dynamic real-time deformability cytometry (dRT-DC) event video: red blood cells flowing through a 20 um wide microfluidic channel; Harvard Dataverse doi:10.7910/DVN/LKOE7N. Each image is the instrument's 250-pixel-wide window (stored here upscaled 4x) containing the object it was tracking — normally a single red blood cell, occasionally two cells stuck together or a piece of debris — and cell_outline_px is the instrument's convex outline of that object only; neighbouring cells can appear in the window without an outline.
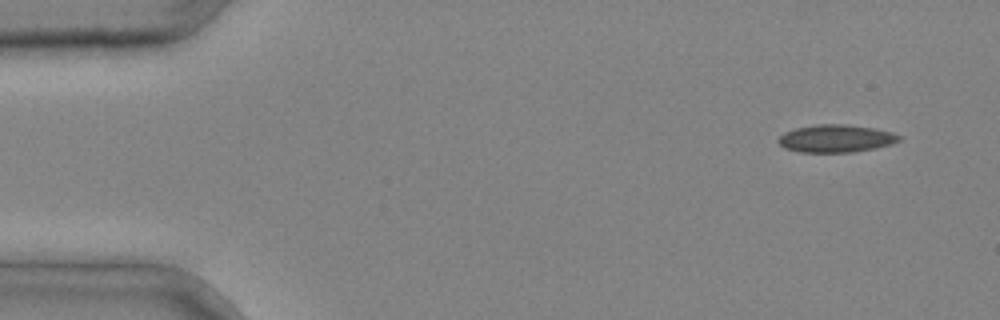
{"species": "common noctule bat (a hibernating species)", "species_latin": "Nyctalus noctula", "temperature_condition": "cold", "stored_images_in_passage": 3, "camera_frame_rate_fps": 3000, "um_per_image_px": 0.085, "animal": {"sex": "male", "body_mass_g": 20.4}, "frame": {"image": 1, "passage_image": 1, "time_ms": 0.0, "image_size_px": [1000, 320], "cell_outline_px": [[900, 140], [892, 144], [876, 148], [852, 152], [800, 152], [784, 148], [776, 140], [784, 132], [796, 128], [820, 124], [844, 124], [876, 128], [892, 132], [900, 136]], "centroid_in_image_um": [71.06, 11.77], "position_along_channel_um": 13.9, "area_um2": 19.48}}
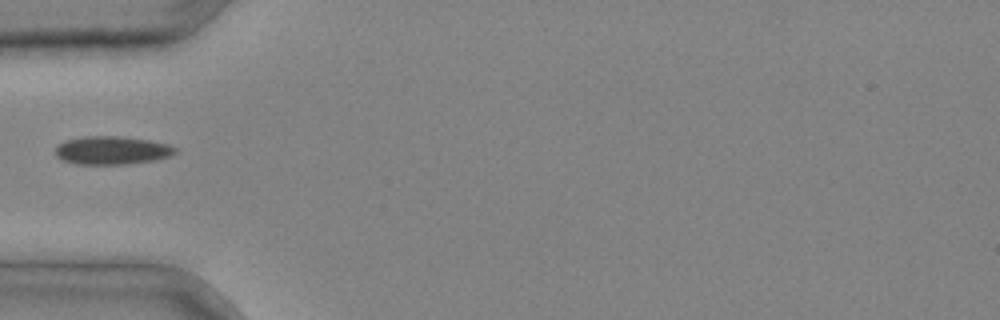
{"frame": {"image": 2, "passage_image": 3, "time_ms": 0.667, "image_size_px": [1000, 320], "cell_outline_px": [[180, 148], [176, 152], [168, 156], [156, 160], [128, 164], [76, 164], [60, 160], [56, 156], [56, 144], [68, 140], [84, 136], [116, 136], [148, 140], [168, 144]], "centroid_in_image_um": [9.51, 12.78], "position_along_channel_um": 75.5, "area_um2": 19.83}}